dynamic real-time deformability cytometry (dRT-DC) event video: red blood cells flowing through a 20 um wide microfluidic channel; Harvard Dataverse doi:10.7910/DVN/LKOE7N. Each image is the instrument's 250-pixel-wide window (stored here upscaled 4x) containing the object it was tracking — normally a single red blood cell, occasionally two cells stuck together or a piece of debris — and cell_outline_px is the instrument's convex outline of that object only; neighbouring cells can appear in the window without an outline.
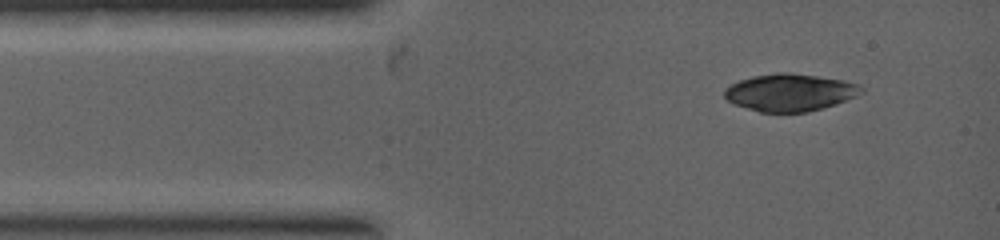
{"species": "common noctule bat (a hibernating species)", "species_latin": "Nyctalus noctula", "temperature_condition": "warm", "stored_images_in_passage": 5, "camera_frame_rate_fps": 5000, "um_per_image_px": 0.085, "animal": {"sex": "female", "body_mass_g": 19.0, "forearm_length_mm": 53.3}, "frame": {"image": 1, "passage_image": 1, "time_ms": 0.0, "image_size_px": [1000, 240], "cell_outline_px": [[864, 92], [856, 96], [836, 104], [808, 112], [760, 112], [732, 104], [724, 96], [724, 88], [740, 80], [752, 76], [780, 72], [788, 72], [844, 80], [860, 84], [864, 88]], "centroid_in_image_um": [67.15, 7.86], "position_along_channel_um": 17.8, "area_um2": 29.88}}